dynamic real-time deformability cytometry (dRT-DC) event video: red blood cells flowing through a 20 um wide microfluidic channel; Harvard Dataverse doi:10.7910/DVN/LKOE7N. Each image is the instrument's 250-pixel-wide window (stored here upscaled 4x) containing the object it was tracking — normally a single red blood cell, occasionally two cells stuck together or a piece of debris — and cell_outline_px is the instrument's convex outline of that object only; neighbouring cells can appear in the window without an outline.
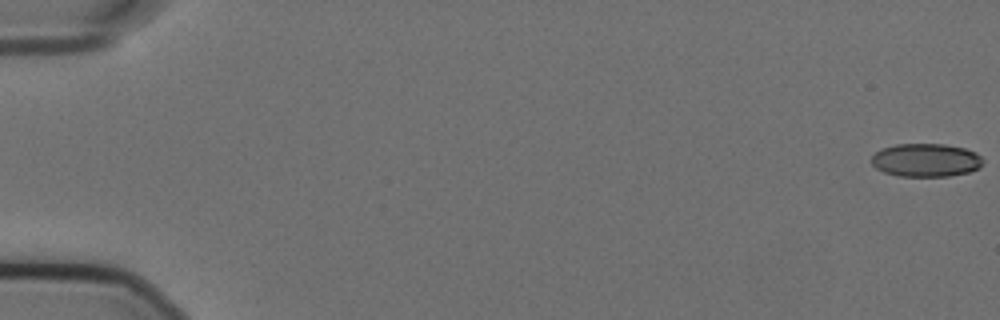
{"species": "Egyptian fruit bat (a non-hibernating species)", "species_latin": "Rousettus aegyptiacus", "temperature_condition": "cold", "stored_images_in_passage": 18, "camera_frame_rate_fps": 3000, "um_per_image_px": 0.085, "animal": {"sex": "female"}, "frame": {"image": 1, "passage_image": 1, "time_ms": 0.0, "image_size_px": [1000, 320], "cell_outline_px": [[984, 160], [980, 168], [968, 172], [948, 176], [900, 176], [884, 172], [876, 168], [872, 164], [872, 156], [880, 148], [896, 144], [944, 144], [964, 148], [976, 152]], "centroid_in_image_um": [78.71, 13.6], "position_along_channel_um": 6.3, "area_um2": 21.68}}
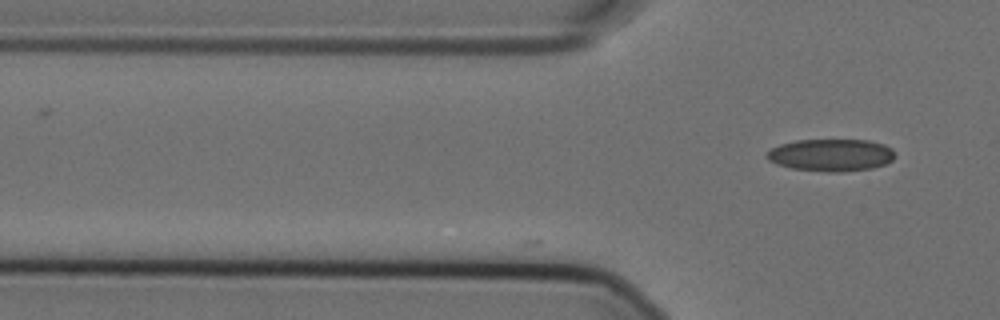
{"frame": {"image": 2, "passage_image": 18, "time_ms": 5.667, "image_size_px": [1000, 320], "cell_outline_px": [[896, 156], [892, 160], [884, 164], [872, 168], [840, 172], [828, 172], [792, 168], [776, 164], [768, 160], [764, 156], [772, 148], [780, 144], [796, 140], [868, 140], [884, 144], [892, 148]], "centroid_in_image_um": [70.64, 13.18], "position_along_channel_um": 55.2, "area_um2": 24.16}}